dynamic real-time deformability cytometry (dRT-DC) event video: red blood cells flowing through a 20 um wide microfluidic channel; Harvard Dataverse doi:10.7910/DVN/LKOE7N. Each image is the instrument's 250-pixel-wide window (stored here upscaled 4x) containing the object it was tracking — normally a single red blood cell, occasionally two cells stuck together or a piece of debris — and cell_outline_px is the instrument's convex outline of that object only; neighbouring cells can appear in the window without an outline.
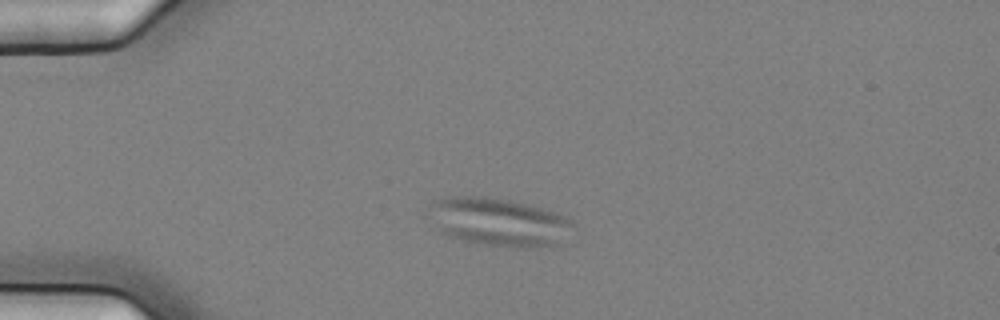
{"species": "common noctule bat (a hibernating species)", "species_latin": "Nyctalus noctula", "temperature_condition": "cold", "stored_images_in_passage": 2, "camera_frame_rate_fps": 3000, "um_per_image_px": 0.085, "animal": {"sex": "female", "body_mass_g": 25.1}, "frame": {"image": 1, "passage_image": 1, "time_ms": 0.0, "image_size_px": [1000, 320], "cell_outline_px": [[576, 228], [560, 244], [548, 248], [524, 248], [480, 244], [448, 236], [440, 232], [432, 208], [432, 200], [448, 196], [484, 196], [508, 200], [556, 212], [568, 216], [572, 220]], "centroid_in_image_um": [42.54, 18.89], "position_along_channel_um": 42.5, "area_um2": 40.58}}